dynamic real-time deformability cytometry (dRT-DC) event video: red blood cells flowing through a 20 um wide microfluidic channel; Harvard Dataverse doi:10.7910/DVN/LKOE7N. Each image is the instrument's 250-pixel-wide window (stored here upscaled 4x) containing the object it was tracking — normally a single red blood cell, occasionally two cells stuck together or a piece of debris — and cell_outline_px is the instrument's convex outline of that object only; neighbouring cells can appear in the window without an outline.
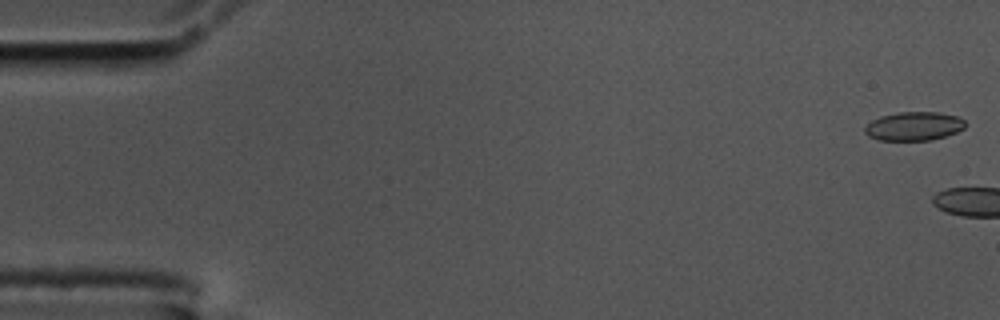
{"species": "common noctule bat (a hibernating species)", "species_latin": "Nyctalus noctula", "temperature_condition": "cold", "stored_images_in_passage": 4, "camera_frame_rate_fps": 3000, "um_per_image_px": 0.085, "animal": {"sex": "male", "body_mass_g": 17.5, "forearm_length_mm": 52.3}, "frame": {"image": 1, "passage_image": 1, "time_ms": 0.0, "image_size_px": [1000, 320], "cell_outline_px": [[964, 128], [956, 132], [932, 140], [880, 140], [868, 136], [864, 132], [864, 128], [872, 120], [880, 116], [900, 112], [940, 112], [956, 116], [964, 120]], "centroid_in_image_um": [77.66, 10.72], "position_along_channel_um": 7.3, "area_um2": 16.7}}